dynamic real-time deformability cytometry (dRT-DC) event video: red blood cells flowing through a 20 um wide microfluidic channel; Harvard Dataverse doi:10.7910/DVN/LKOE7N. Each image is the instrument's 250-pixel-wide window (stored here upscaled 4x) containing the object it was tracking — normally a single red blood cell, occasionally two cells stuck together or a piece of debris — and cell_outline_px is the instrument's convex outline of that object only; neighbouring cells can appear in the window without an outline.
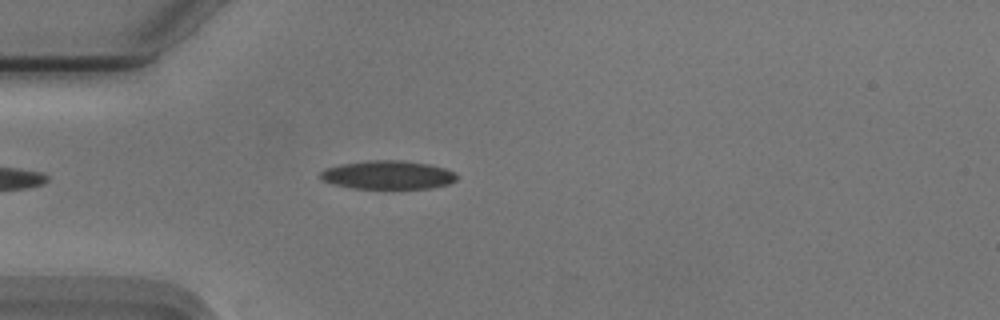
{"species": "Egyptian fruit bat (a non-hibernating species)", "species_latin": "Rousettus aegyptiacus", "temperature_condition": "cold", "stored_images_in_passage": 44, "camera_frame_rate_fps": 3000, "um_per_image_px": 0.085, "animal": {"sex": "male"}, "frame": {"image": 1, "passage_image": 5, "time_ms": 1.333, "image_size_px": [1000, 320], "cell_outline_px": [[456, 180], [448, 184], [432, 188], [352, 188], [332, 184], [324, 180], [320, 176], [320, 172], [328, 168], [340, 164], [368, 160], [404, 160], [428, 164], [444, 168], [456, 172]], "centroid_in_image_um": [32.99, 14.86], "position_along_channel_um": 52.0, "area_um2": 22.6}}
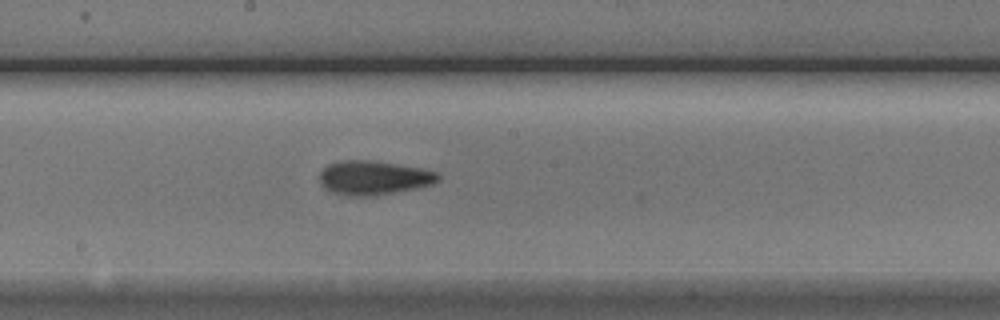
{"frame": {"image": 2, "passage_image": 19, "time_ms": 6.0, "image_size_px": [1000, 320], "cell_outline_px": [[440, 180], [432, 184], [416, 188], [376, 196], [348, 196], [332, 192], [324, 188], [320, 180], [320, 172], [328, 164], [340, 160], [368, 160], [424, 168], [440, 172]], "centroid_in_image_um": [31.79, 15.11], "position_along_channel_um": 216.4, "area_um2": 23.76}}
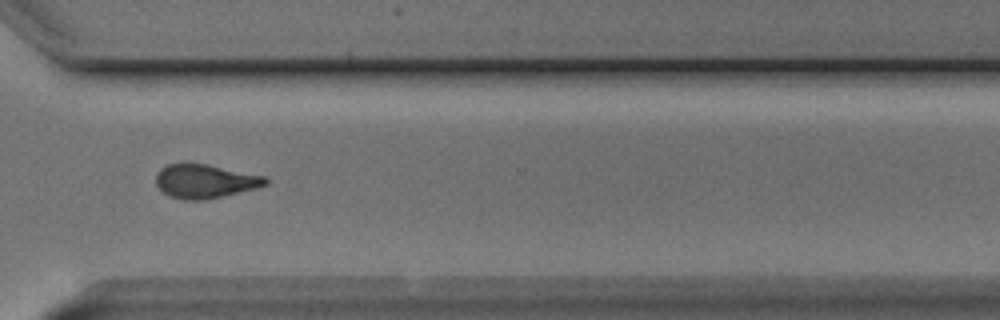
{"frame": {"image": 3, "passage_image": 30, "time_ms": 9.667, "image_size_px": [1000, 320], "cell_outline_px": [[268, 184], [256, 188], [224, 196], [204, 200], [184, 200], [168, 196], [156, 184], [156, 176], [160, 168], [168, 164], [204, 164], [268, 176]], "centroid_in_image_um": [17.45, 15.41], "position_along_channel_um": 353.1, "area_um2": 21.56}, "authors_computed_cell_mechanics": {"area_um2": 21.9929, "velocity_mm_per_s": 3.7332, "shape_relaxation_time_tau1_ms": 4.4349, "shape_relaxation_time_tau2_ms": 4.7248, "deformation_change_tau1": 0.1363, "deformation_change_tau2": 0.1296}}